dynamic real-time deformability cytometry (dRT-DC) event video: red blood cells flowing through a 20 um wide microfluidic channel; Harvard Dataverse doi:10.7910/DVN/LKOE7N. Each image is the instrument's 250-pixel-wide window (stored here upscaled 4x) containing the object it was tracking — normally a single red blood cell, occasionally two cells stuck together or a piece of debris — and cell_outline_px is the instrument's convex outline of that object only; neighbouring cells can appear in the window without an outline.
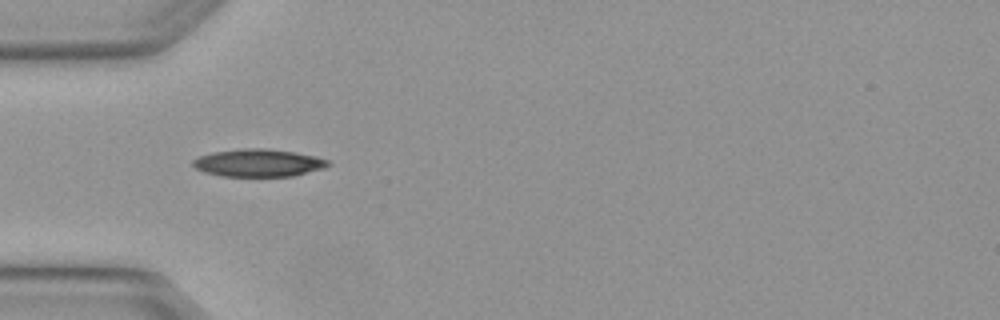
{"species": "Egyptian fruit bat (a non-hibernating species)", "species_latin": "Rousettus aegyptiacus", "temperature_condition": "warm", "stored_images_in_passage": 3, "camera_frame_rate_fps": 3000, "um_per_image_px": 0.085, "animal": {"sex": "female"}, "frame": {"image": 1, "passage_image": 1, "time_ms": 0.0, "image_size_px": [1000, 320], "cell_outline_px": [[332, 164], [324, 168], [292, 176], [220, 176], [204, 172], [196, 168], [192, 164], [192, 160], [200, 156], [212, 152], [240, 148], [264, 148], [296, 152], [316, 156], [328, 160]], "centroid_in_image_um": [21.97, 13.84], "position_along_channel_um": 63.0, "area_um2": 21.85}}
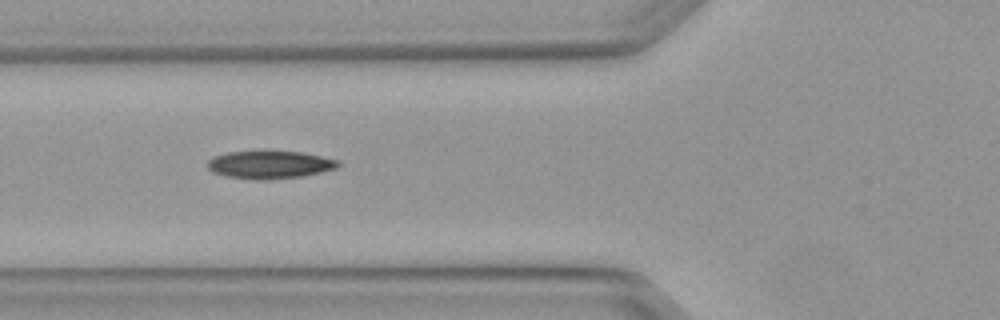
{"frame": {"image": 2, "passage_image": 2, "time_ms": 0.333, "image_size_px": [1000, 320], "cell_outline_px": [[340, 164], [336, 168], [320, 172], [300, 176], [264, 180], [260, 180], [228, 176], [212, 172], [208, 168], [208, 160], [212, 156], [228, 152], [304, 152], [340, 160]], "centroid_in_image_um": [22.93, 13.99], "position_along_channel_um": 102.9, "area_um2": 20.87}}